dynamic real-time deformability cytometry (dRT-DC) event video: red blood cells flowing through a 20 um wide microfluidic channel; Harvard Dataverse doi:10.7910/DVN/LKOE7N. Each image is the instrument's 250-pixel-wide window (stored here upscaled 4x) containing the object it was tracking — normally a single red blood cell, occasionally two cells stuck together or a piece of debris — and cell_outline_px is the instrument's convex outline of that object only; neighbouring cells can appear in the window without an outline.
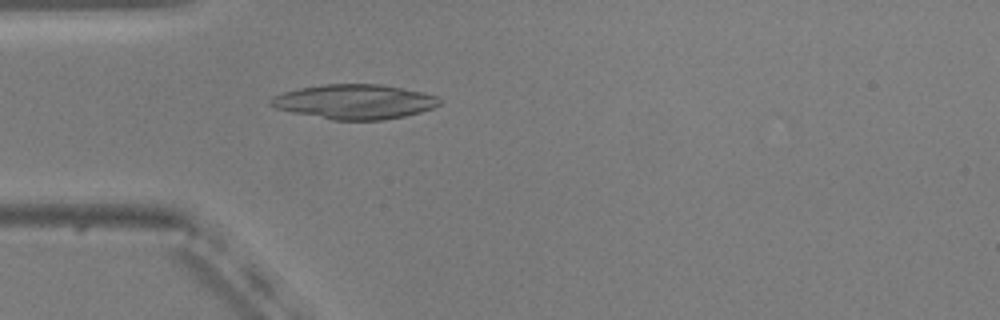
{"species": "common noctule bat (a hibernating species)", "species_latin": "Nyctalus noctula", "temperature_condition": "warm", "stored_images_in_passage": 30, "camera_frame_rate_fps": 3000, "um_per_image_px": 0.085, "animal": {"sex": "male", "body_mass_g": 20.5, "forearm_length_mm": 52.5}, "frame": {"image": 1, "passage_image": 1, "time_ms": 0.0, "image_size_px": [1000, 320], "cell_outline_px": [[440, 104], [432, 108], [420, 112], [404, 116], [384, 120], [332, 120], [292, 112], [276, 108], [268, 104], [268, 100], [272, 96], [284, 92], [300, 88], [324, 84], [380, 84], [424, 92], [436, 96], [440, 100]], "centroid_in_image_um": [30.12, 8.65], "position_along_channel_um": 54.9, "area_um2": 34.1}}
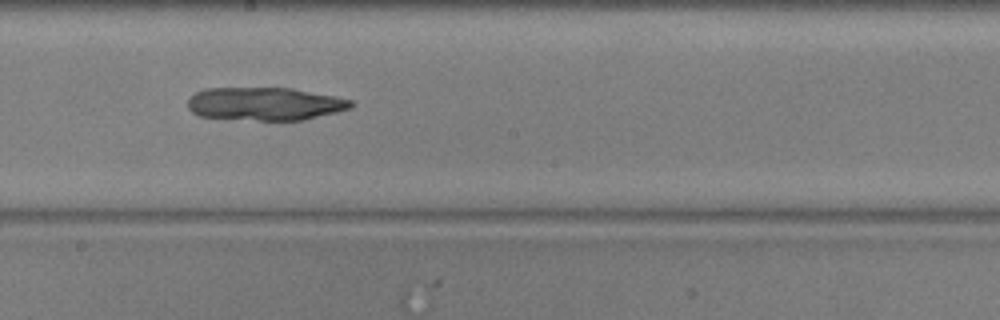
{"frame": {"image": 2, "passage_image": 15, "time_ms": 4.667, "image_size_px": [1000, 320], "cell_outline_px": [[352, 108], [304, 120], [260, 120], [200, 116], [192, 112], [188, 108], [188, 100], [196, 92], [204, 88], [292, 88], [336, 96], [352, 100]], "centroid_in_image_um": [22.54, 8.82], "position_along_channel_um": 225.7, "area_um2": 31.33}}
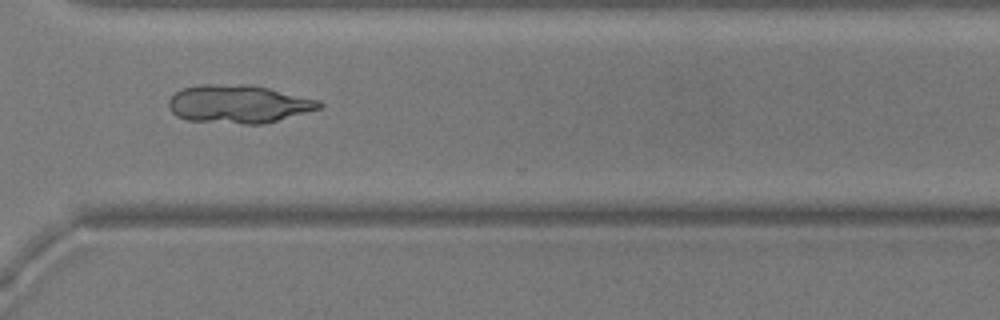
{"frame": {"image": 3, "passage_image": 25, "time_ms": 8.0, "image_size_px": [1000, 320], "cell_outline_px": [[324, 104], [320, 108], [264, 124], [244, 124], [188, 120], [176, 116], [168, 108], [168, 100], [180, 88], [200, 84], [252, 84], [320, 100]], "centroid_in_image_um": [20.25, 8.83], "position_along_channel_um": 350.4, "area_um2": 33.7}}